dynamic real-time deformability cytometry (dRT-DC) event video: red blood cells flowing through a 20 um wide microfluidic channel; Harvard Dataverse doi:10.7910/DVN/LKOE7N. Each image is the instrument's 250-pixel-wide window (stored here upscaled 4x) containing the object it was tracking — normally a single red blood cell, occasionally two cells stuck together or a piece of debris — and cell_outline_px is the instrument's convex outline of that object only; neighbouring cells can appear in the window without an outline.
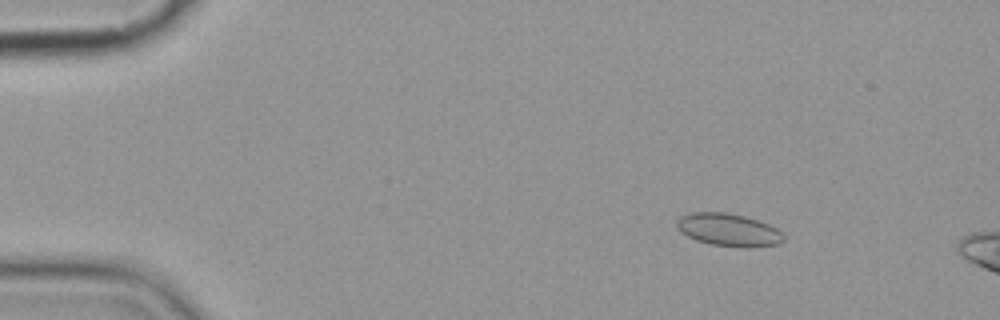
{"species": "common noctule bat (a hibernating species)", "species_latin": "Nyctalus noctula", "temperature_condition": "cold", "stored_images_in_passage": 4, "camera_frame_rate_fps": 3000, "um_per_image_px": 0.085, "animal": {"sex": "female", "body_mass_g": 19.9}, "frame": {"image": 1, "passage_image": 3, "time_ms": 2.333, "image_size_px": [1000, 320], "cell_outline_px": [[784, 240], [780, 244], [744, 248], [712, 244], [696, 240], [680, 232], [676, 228], [676, 220], [680, 216], [688, 212], [724, 212], [744, 216], [768, 224], [776, 228], [784, 236]], "centroid_in_image_um": [61.89, 19.53], "position_along_channel_um": 23.1, "area_um2": 20.4}}